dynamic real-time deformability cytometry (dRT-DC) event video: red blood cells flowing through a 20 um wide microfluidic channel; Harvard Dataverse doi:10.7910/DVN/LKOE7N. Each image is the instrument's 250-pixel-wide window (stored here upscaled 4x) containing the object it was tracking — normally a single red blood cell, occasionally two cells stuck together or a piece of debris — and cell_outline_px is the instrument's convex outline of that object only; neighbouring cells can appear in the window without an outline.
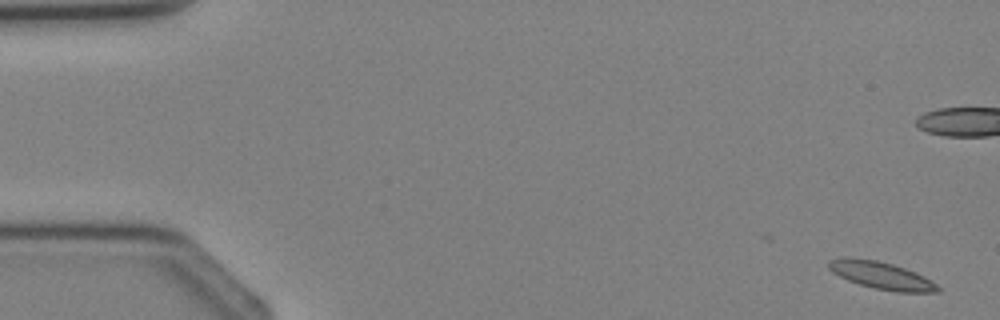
{"species": "Egyptian fruit bat (a non-hibernating species)", "species_latin": "Rousettus aegyptiacus", "temperature_condition": "cold", "stored_images_in_passage": 5, "segment_of_instrument_passage": [1, 2], "camera_frame_rate_fps": 3000, "um_per_image_px": 0.085, "animal": {"sex": "female"}, "frame": {"image": 1, "passage_image": 1, "time_ms": 0.0, "image_size_px": [1000, 320], "cell_outline_px": [[940, 292], [896, 292], [876, 288], [860, 284], [848, 280], [832, 272], [828, 268], [828, 260], [844, 256], [876, 260], [892, 264], [916, 272], [924, 276], [936, 284], [940, 288]], "centroid_in_image_um": [74.89, 23.4], "position_along_channel_um": 10.1, "area_um2": 17.34}}